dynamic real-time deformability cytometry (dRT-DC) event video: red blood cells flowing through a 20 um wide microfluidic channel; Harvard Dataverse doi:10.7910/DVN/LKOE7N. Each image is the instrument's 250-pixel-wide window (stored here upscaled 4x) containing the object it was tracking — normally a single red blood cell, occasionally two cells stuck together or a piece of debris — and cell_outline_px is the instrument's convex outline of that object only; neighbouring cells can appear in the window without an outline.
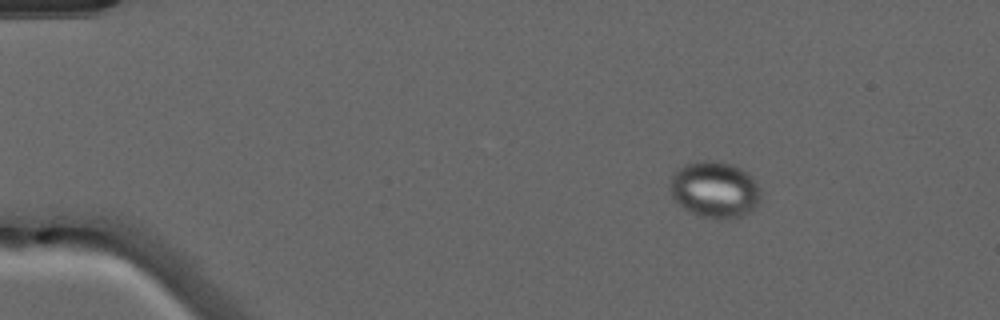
{"species": "common noctule bat (a hibernating species)", "species_latin": "Nyctalus noctula", "temperature_condition": "warm", "stored_images_in_passage": 3, "camera_frame_rate_fps": 3000, "um_per_image_px": 0.085, "animal": {"sex": "male", "forearm_length_mm": 52.5}, "frame": {"image": 1, "passage_image": 1, "time_ms": 0.0, "image_size_px": [1000, 320], "cell_outline_px": [[760, 200], [744, 216], [728, 220], [720, 220], [700, 216], [684, 208], [672, 196], [672, 176], [684, 164], [704, 160], [712, 160], [732, 164], [748, 172], [760, 188]], "centroid_in_image_um": [60.79, 16.13], "position_along_channel_um": 24.2, "area_um2": 29.65}}